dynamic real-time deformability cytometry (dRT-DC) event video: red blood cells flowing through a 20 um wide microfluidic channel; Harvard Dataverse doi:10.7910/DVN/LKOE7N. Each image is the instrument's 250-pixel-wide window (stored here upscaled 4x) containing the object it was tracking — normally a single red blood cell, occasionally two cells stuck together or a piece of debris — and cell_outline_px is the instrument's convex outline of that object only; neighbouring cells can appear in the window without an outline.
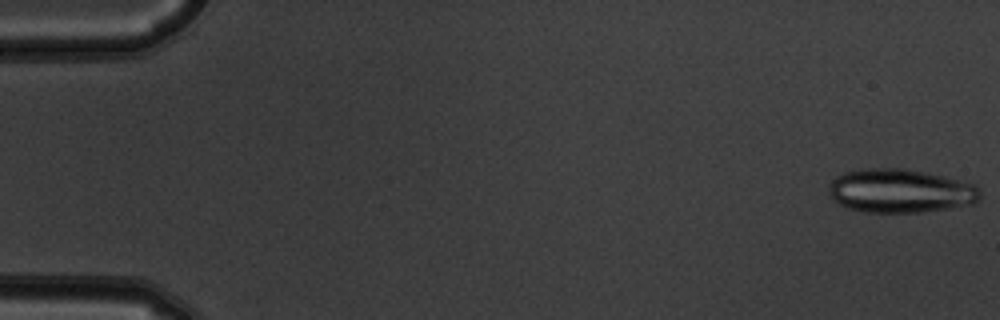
{"species": "common noctule bat (a hibernating species)", "species_latin": "Nyctalus noctula", "temperature_condition": "warm", "stored_images_in_passage": 7, "camera_frame_rate_fps": 3000, "um_per_image_px": 0.085, "animal": {"sex": "male", "body_mass_g": 19.5, "forearm_length_mm": 54.6}, "frame": {"image": 1, "passage_image": 1, "time_ms": 0.0, "image_size_px": [1000, 320], "cell_outline_px": [[980, 200], [972, 204], [948, 208], [920, 212], [864, 212], [848, 208], [840, 204], [828, 192], [828, 184], [836, 176], [844, 172], [868, 168], [904, 168], [924, 172], [976, 184], [980, 188]], "centroid_in_image_um": [76.53, 16.22], "position_along_channel_um": 8.5, "area_um2": 38.55}}